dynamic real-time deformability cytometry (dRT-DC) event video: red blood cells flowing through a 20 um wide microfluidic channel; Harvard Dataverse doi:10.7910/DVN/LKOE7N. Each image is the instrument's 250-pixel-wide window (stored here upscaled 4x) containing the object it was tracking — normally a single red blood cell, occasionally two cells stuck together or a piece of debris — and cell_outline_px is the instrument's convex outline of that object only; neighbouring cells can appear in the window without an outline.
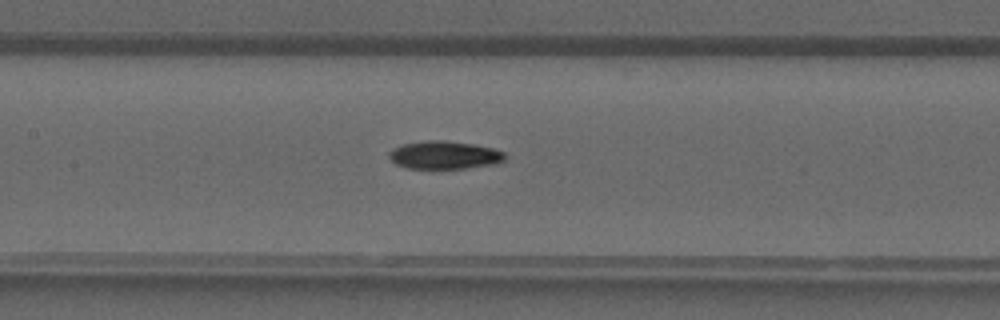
{"species": "common noctule bat (a hibernating species)", "species_latin": "Nyctalus noctula", "temperature_condition": "warm", "stored_images_in_passage": 28, "camera_frame_rate_fps": 3000, "um_per_image_px": 0.085, "animal": {"sex": "male", "forearm_length_mm": 52.5}, "frame": {"image": 1, "passage_image": 11, "time_ms": 3.333, "image_size_px": [1000, 320], "cell_outline_px": [[504, 160], [492, 164], [464, 168], [408, 168], [396, 164], [388, 156], [388, 152], [392, 148], [404, 144], [428, 140], [444, 140], [472, 144], [492, 148], [504, 152]], "centroid_in_image_um": [37.73, 13.17], "position_along_channel_um": 169.7, "area_um2": 18.61}}
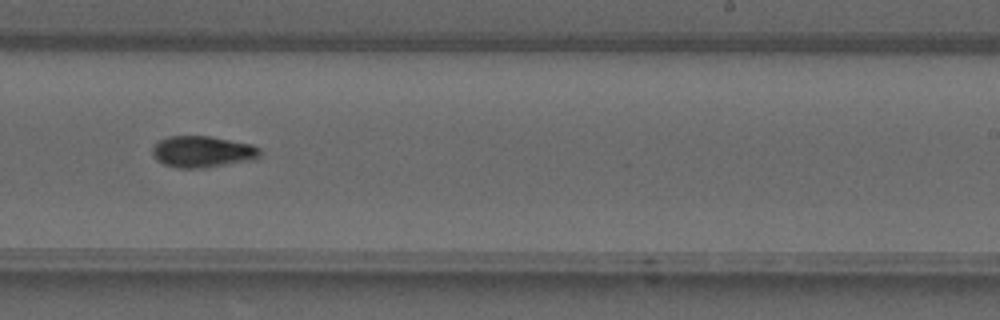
{"frame": {"image": 2, "passage_image": 17, "time_ms": 5.333, "image_size_px": [1000, 320], "cell_outline_px": [[260, 156], [256, 160], [204, 168], [176, 168], [164, 164], [156, 160], [152, 152], [152, 148], [160, 140], [168, 136], [208, 136], [252, 144], [260, 148]], "centroid_in_image_um": [17.24, 12.91], "position_along_channel_um": 271.8, "area_um2": 19.88}}
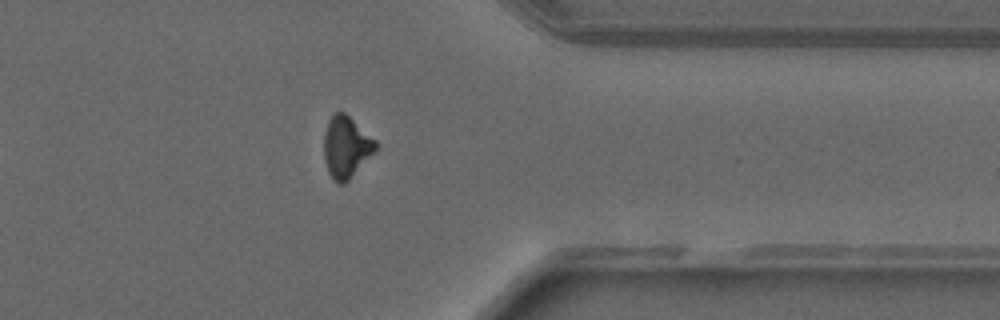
{"frame": {"image": 3, "passage_image": 24, "time_ms": 7.667, "image_size_px": [1000, 320], "cell_outline_px": [[376, 148], [348, 180], [344, 184], [336, 184], [328, 172], [324, 160], [324, 132], [328, 120], [336, 112], [344, 112], [376, 140]], "centroid_in_image_um": [29.38, 12.5], "position_along_channel_um": 382.0, "area_um2": 18.21}}